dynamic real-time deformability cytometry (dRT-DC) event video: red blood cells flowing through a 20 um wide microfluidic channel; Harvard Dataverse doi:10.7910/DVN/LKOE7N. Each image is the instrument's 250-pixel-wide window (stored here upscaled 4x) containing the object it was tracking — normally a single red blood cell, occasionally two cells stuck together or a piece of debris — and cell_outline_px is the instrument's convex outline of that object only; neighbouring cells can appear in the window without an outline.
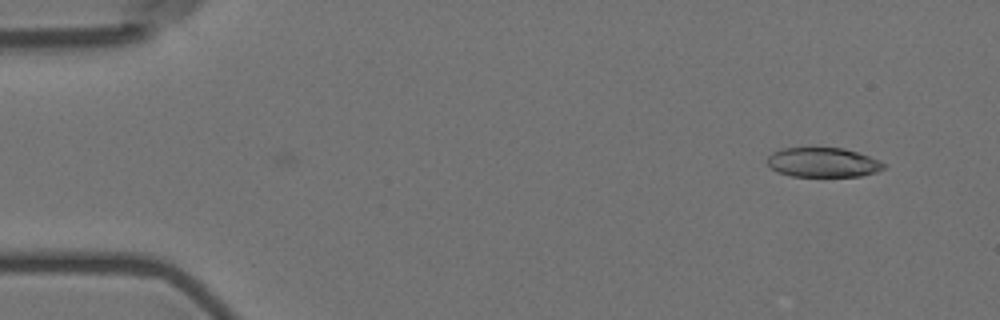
{"species": "Egyptian fruit bat (a non-hibernating species)", "species_latin": "Rousettus aegyptiacus", "temperature_condition": "room temperature", "stored_images_in_passage": 4, "camera_frame_rate_fps": 3000, "um_per_image_px": 0.085, "animal": {"sex": "female"}, "frame": {"image": 1, "passage_image": 4, "time_ms": 1.0, "image_size_px": [1000, 320], "cell_outline_px": [[888, 164], [884, 168], [876, 172], [860, 176], [792, 176], [776, 172], [768, 164], [768, 156], [772, 152], [780, 148], [844, 148], [880, 160]], "centroid_in_image_um": [69.96, 13.8], "position_along_channel_um": 15.0, "area_um2": 20.06}}